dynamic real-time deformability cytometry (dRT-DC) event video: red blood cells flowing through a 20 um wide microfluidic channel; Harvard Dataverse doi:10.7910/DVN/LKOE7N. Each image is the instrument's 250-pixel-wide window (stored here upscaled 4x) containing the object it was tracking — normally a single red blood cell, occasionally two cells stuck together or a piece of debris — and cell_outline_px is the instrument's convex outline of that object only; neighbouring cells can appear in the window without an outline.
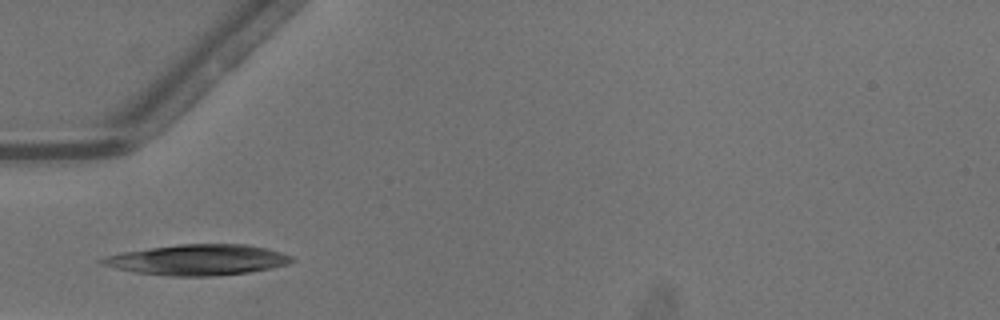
{"species": "common noctule bat (a hibernating species)", "species_latin": "Nyctalus noctula", "temperature_condition": "warm", "stored_images_in_passage": 15, "camera_frame_rate_fps": 3000, "um_per_image_px": 0.085, "animal": {"sex": "male", "body_mass_g": 13.3}, "frame": {"image": 1, "passage_image": 3, "time_ms": 0.667, "image_size_px": [1000, 320], "cell_outline_px": [[296, 260], [288, 264], [272, 268], [248, 272], [216, 276], [172, 276], [136, 272], [116, 268], [100, 264], [96, 260], [104, 256], [124, 252], [148, 248], [180, 244], [244, 244], [264, 248], [280, 252], [292, 256]], "centroid_in_image_um": [16.8, 22.09], "position_along_channel_um": 68.2, "area_um2": 33.81}}
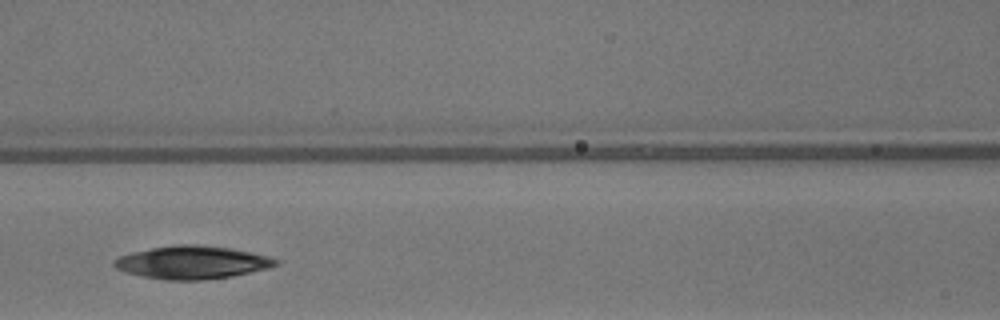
{"frame": {"image": 2, "passage_image": 9, "time_ms": 2.667, "image_size_px": [1000, 320], "cell_outline_px": [[280, 260], [276, 264], [268, 268], [232, 276], [200, 280], [164, 280], [140, 276], [116, 268], [112, 264], [112, 260], [120, 256], [132, 252], [152, 248], [176, 244], [200, 244], [232, 248], [252, 252], [268, 256]], "centroid_in_image_um": [16.32, 22.29], "position_along_channel_um": 150.3, "area_um2": 31.1}}
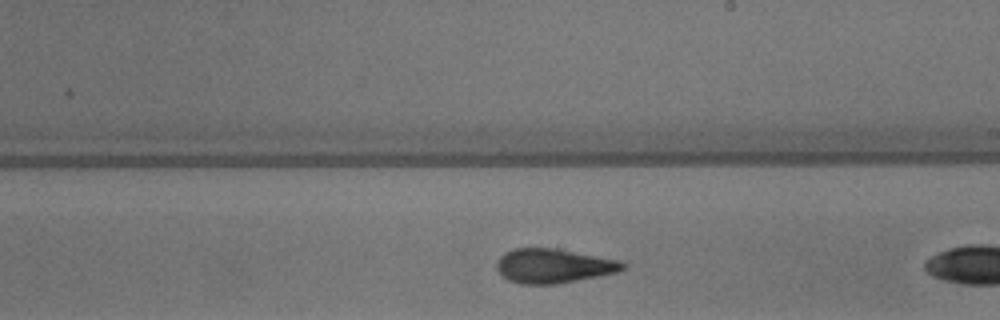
{"frame": {"image": 3, "passage_image": 13, "time_ms": 4.0, "image_size_px": [1000, 320], "cell_outline_px": [[624, 268], [616, 272], [576, 280], [552, 284], [520, 284], [508, 280], [496, 268], [496, 260], [504, 252], [512, 248], [556, 248], [620, 260], [624, 264]], "centroid_in_image_um": [46.99, 22.58], "position_along_channel_um": 242.0, "area_um2": 25.03}}